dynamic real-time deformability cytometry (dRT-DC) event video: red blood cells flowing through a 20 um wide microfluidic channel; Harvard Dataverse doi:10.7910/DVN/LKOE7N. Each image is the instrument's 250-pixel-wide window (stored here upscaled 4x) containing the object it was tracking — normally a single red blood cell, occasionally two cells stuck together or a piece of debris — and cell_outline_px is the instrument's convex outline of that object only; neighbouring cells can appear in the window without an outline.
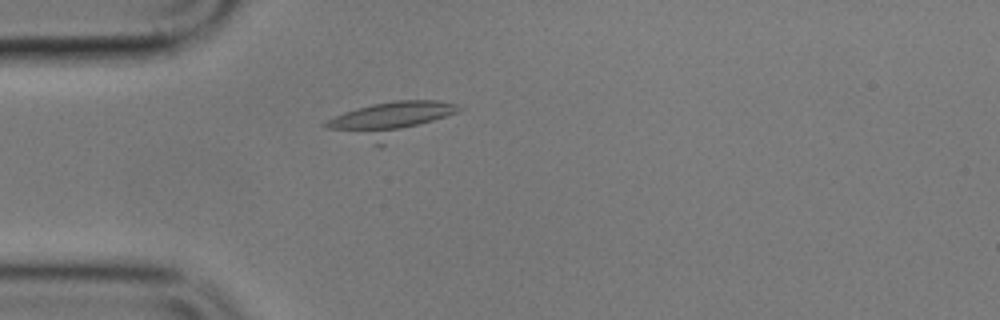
{"species": "common noctule bat (a hibernating species)", "species_latin": "Nyctalus noctula", "temperature_condition": "cold", "stored_images_in_passage": 3, "camera_frame_rate_fps": 3000, "um_per_image_px": 0.085, "animal": {"sex": "male", "body_mass_g": 17.9}, "frame": {"image": 1, "passage_image": 3, "time_ms": 2.333, "image_size_px": [1000, 320], "cell_outline_px": [[464, 108], [456, 112], [380, 148], [324, 128], [324, 124], [328, 120], [344, 112], [356, 108], [372, 104], [396, 100], [436, 100], [456, 104]], "centroid_in_image_um": [33.11, 10.2], "position_along_channel_um": 51.9, "area_um2": 27.4}}